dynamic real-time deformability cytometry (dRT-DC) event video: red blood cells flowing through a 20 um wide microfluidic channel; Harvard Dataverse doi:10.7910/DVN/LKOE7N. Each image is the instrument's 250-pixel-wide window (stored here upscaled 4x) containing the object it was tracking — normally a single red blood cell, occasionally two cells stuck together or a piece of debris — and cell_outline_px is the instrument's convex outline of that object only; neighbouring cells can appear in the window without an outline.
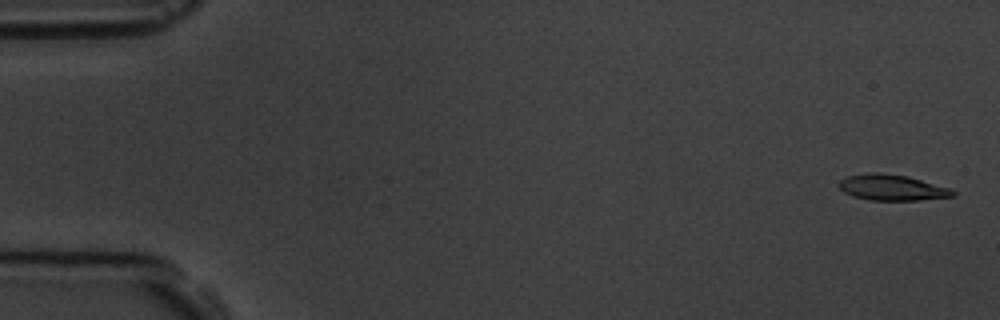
{"species": "common noctule bat (a hibernating species)", "species_latin": "Nyctalus noctula", "temperature_condition": "room temperature", "stored_images_in_passage": 5, "camera_frame_rate_fps": 3000, "um_per_image_px": 0.085, "animal": {"sex": "male", "body_mass_g": 19.5, "forearm_length_mm": 54.6}, "frame": {"image": 1, "passage_image": 1, "time_ms": 0.0, "image_size_px": [1000, 320], "cell_outline_px": [[956, 196], [920, 200], [868, 200], [852, 196], [844, 192], [836, 184], [840, 180], [848, 176], [872, 172], [876, 172], [908, 176], [948, 188], [956, 192]], "centroid_in_image_um": [75.79, 15.95], "position_along_channel_um": 9.2, "area_um2": 17.11}}